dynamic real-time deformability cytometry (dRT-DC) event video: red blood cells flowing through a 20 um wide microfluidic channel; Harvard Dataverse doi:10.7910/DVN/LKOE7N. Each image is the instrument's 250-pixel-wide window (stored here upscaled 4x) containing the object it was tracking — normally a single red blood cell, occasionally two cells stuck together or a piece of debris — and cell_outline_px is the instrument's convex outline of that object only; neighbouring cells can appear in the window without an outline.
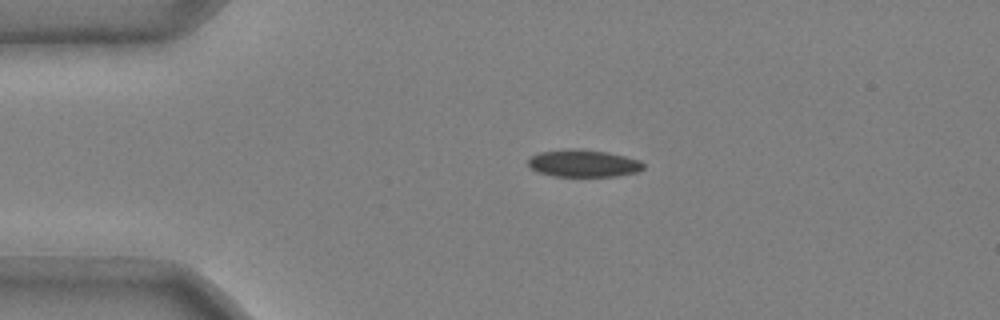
{"species": "common noctule bat (a hibernating species)", "species_latin": "Nyctalus noctula", "temperature_condition": "cold", "stored_images_in_passage": 41, "camera_frame_rate_fps": 3000, "um_per_image_px": 0.085, "animal": {"sex": "male", "body_mass_g": 20.4}, "frame": {"image": 1, "passage_image": 1, "time_ms": 0.0, "image_size_px": [1000, 320], "cell_outline_px": [[644, 168], [636, 172], [616, 176], [552, 176], [540, 172], [532, 168], [528, 164], [528, 160], [532, 156], [540, 152], [564, 148], [580, 148], [608, 152], [640, 160], [644, 164]], "centroid_in_image_um": [49.59, 13.87], "position_along_channel_um": 35.4, "area_um2": 18.38}}
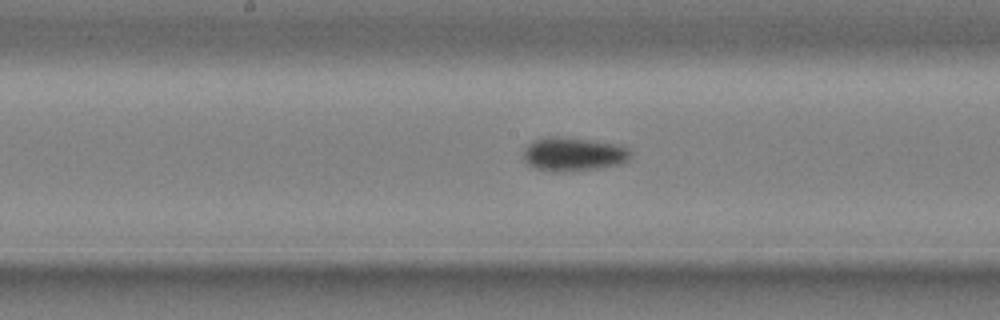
{"frame": {"image": 2, "passage_image": 17, "time_ms": 5.333, "image_size_px": [1000, 320], "cell_outline_px": [[632, 156], [628, 160], [620, 164], [600, 168], [556, 172], [552, 172], [536, 168], [528, 164], [524, 160], [524, 148], [532, 140], [548, 136], [556, 136], [620, 144], [628, 148], [632, 152]], "centroid_in_image_um": [48.75, 13.1], "position_along_channel_um": 199.4, "area_um2": 21.21}}
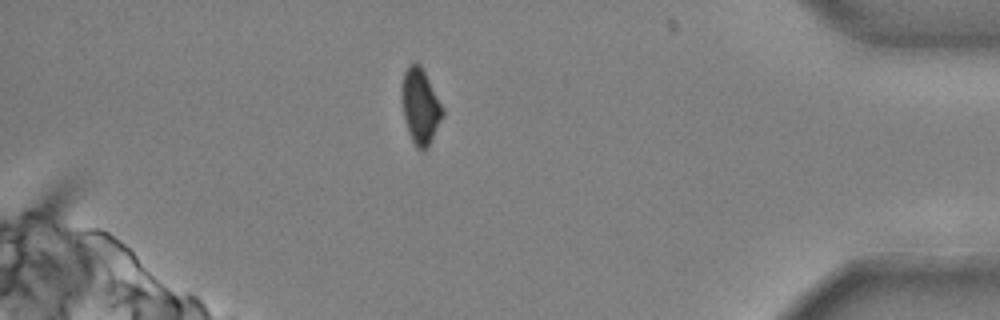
{"frame": {"image": 3, "passage_image": 36, "time_ms": 11.667, "image_size_px": [1000, 320], "cell_outline_px": [[444, 116], [428, 148], [424, 152], [420, 152], [416, 148], [408, 132], [404, 116], [400, 92], [400, 88], [404, 72], [408, 64], [412, 60], [416, 60], [420, 64], [444, 108]], "centroid_in_image_um": [35.72, 9.03], "position_along_channel_um": 399.5, "area_um2": 18.5}, "authors_computed_cell_mechanics": {"area_um2": 19.5364, "velocity_mm_per_s": 3.7205, "shape_relaxation_time_tau1_ms": 4.0134, "shape_relaxation_time_tau2_ms": null, "deformation_change_tau1": 0.1131, "deformation_change_tau2": null}}